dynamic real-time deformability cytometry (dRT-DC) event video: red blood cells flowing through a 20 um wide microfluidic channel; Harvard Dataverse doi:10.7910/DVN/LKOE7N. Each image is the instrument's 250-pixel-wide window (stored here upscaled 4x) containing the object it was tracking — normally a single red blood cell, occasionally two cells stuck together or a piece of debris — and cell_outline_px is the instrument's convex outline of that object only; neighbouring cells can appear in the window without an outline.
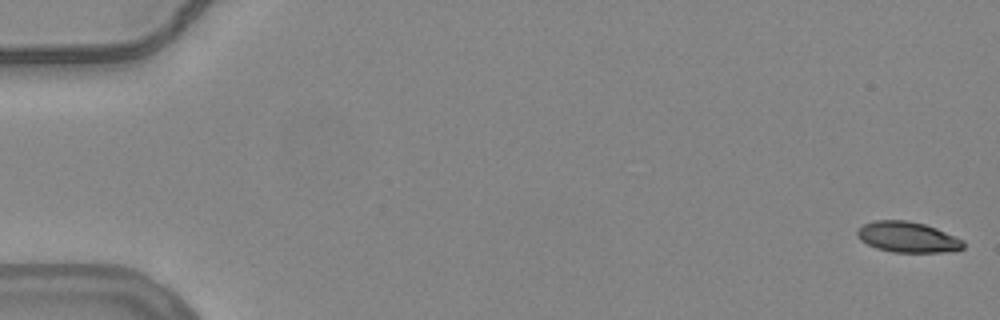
{"species": "common noctule bat (a hibernating species)", "species_latin": "Nyctalus noctula", "temperature_condition": "warm", "stored_images_in_passage": 14, "camera_frame_rate_fps": 3000, "um_per_image_px": 0.085, "animal": {"sex": "female", "body_mass_g": 24.6, "forearm_length_mm": 56.2}, "frame": {"image": 1, "passage_image": 1, "time_ms": 0.0, "image_size_px": [1000, 320], "cell_outline_px": [[964, 248], [944, 252], [892, 252], [876, 248], [860, 240], [856, 236], [856, 232], [864, 224], [876, 220], [908, 220], [924, 224], [936, 228], [964, 240]], "centroid_in_image_um": [77.14, 20.15], "position_along_channel_um": 7.9, "area_um2": 18.9}}